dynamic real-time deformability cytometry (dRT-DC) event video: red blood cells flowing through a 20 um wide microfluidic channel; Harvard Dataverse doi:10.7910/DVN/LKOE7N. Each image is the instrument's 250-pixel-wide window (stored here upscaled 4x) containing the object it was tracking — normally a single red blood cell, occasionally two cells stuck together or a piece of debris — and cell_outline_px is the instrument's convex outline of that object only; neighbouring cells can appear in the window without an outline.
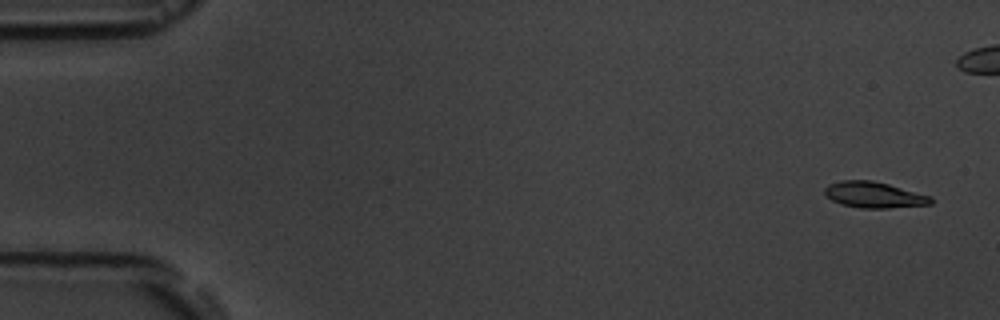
{"species": "common noctule bat (a hibernating species)", "species_latin": "Nyctalus noctula", "temperature_condition": "room temperature", "stored_images_in_passage": 6, "camera_frame_rate_fps": 3000, "um_per_image_px": 0.085, "animal": {"sex": "male", "body_mass_g": 19.5, "forearm_length_mm": 54.6}, "frame": {"image": 1, "passage_image": 1, "time_ms": 0.0, "image_size_px": [1000, 320], "cell_outline_px": [[932, 204], [888, 208], [860, 208], [840, 204], [824, 196], [824, 188], [828, 184], [840, 180], [872, 180], [888, 184], [932, 196]], "centroid_in_image_um": [74.25, 16.56], "position_along_channel_um": 10.7, "area_um2": 16.24}}